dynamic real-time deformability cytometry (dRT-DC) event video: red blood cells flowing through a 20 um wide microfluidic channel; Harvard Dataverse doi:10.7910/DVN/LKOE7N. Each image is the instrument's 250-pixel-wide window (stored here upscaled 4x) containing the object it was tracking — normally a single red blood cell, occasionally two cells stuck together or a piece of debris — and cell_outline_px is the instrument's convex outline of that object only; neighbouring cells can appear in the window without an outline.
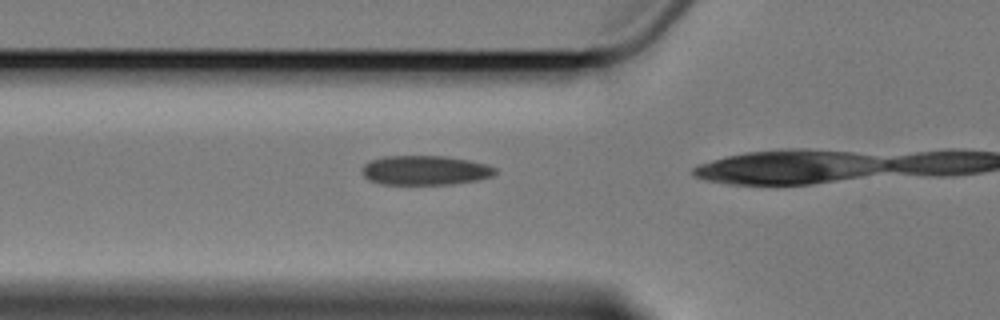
{"species": "Egyptian fruit bat (a non-hibernating species)", "species_latin": "Rousettus aegyptiacus", "temperature_condition": "cold", "stored_images_in_passage": 4, "camera_frame_rate_fps": 3000, "um_per_image_px": 0.085, "animal": {"sex": "female"}, "frame": {"image": 1, "passage_image": 3, "time_ms": 2.333, "image_size_px": [1000, 320], "cell_outline_px": [[496, 172], [492, 176], [476, 180], [452, 184], [380, 184], [368, 180], [360, 172], [360, 168], [364, 164], [372, 160], [384, 156], [444, 156], [468, 160], [488, 164], [496, 168]], "centroid_in_image_um": [36.1, 14.47], "position_along_channel_um": 89.7, "area_um2": 22.95}}